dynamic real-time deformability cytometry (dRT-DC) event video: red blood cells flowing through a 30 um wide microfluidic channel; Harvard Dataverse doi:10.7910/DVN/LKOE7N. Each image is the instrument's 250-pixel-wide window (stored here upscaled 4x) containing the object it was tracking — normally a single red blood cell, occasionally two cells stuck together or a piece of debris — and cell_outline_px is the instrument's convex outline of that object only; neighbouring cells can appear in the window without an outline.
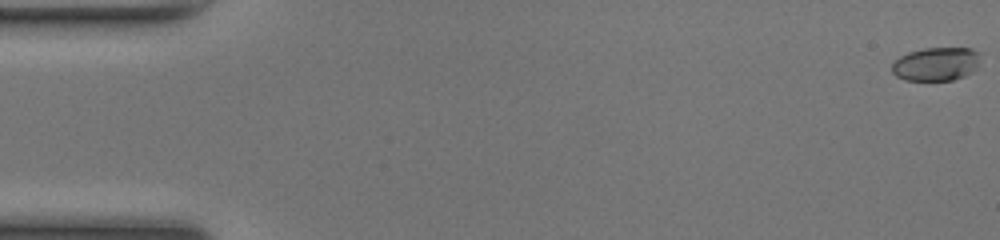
{"species": "common noctule bat (a hibernating species)", "species_latin": "Nyctalus noctula", "temperature_condition": "room temperature", "stored_images_in_passage": 13, "camera_frame_rate_fps": 3000, "um_per_image_px": 0.085, "animal": {"sex": "female", "body_mass_g": 17.0, "forearm_length_mm": 48.0}, "frame": {"image": 1, "passage_image": 1, "time_ms": 0.0, "image_size_px": [1000, 240], "cell_outline_px": [[980, 52], [976, 68], [972, 72], [964, 76], [952, 80], [904, 80], [896, 76], [892, 72], [892, 64], [900, 56], [908, 52], [924, 48], [972, 48]], "centroid_in_image_um": [79.56, 5.44], "position_along_channel_um": 5.4, "area_um2": 17.28}}
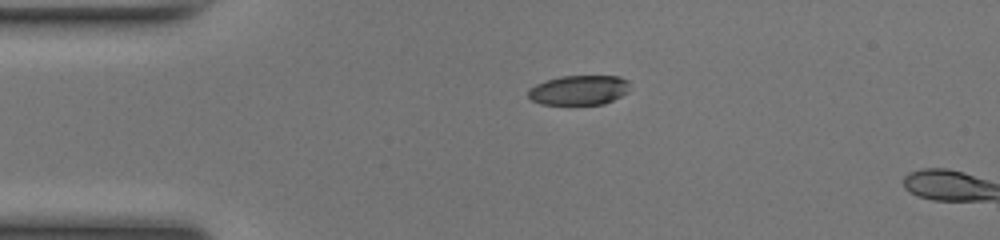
{"frame": {"image": 2, "passage_image": 12, "time_ms": 3.667, "image_size_px": [1000, 240], "cell_outline_px": [[628, 92], [604, 104], [540, 104], [532, 100], [528, 96], [528, 88], [536, 84], [560, 76], [620, 76], [628, 80]], "centroid_in_image_um": [49.2, 7.65], "position_along_channel_um": 35.8, "area_um2": 17.51}}